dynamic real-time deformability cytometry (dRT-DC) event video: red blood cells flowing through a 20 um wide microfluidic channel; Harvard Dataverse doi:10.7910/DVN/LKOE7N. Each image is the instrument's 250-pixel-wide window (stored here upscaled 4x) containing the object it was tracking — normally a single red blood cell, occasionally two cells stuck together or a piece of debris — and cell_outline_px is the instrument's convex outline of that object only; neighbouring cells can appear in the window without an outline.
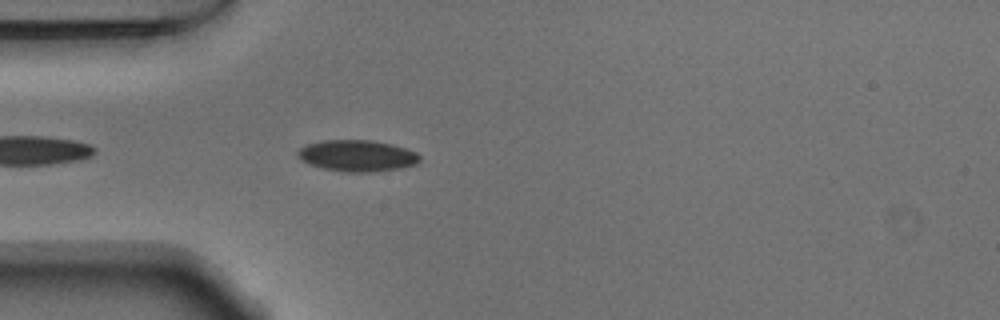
{"species": "Egyptian fruit bat (a non-hibernating species)", "species_latin": "Rousettus aegyptiacus", "temperature_condition": "warm", "stored_images_in_passage": 26, "camera_frame_rate_fps": 3000, "um_per_image_px": 0.085, "animal": {"sex": "male"}, "frame": {"image": 1, "passage_image": 3, "time_ms": 0.667, "image_size_px": [1000, 320], "cell_outline_px": [[420, 160], [416, 164], [400, 168], [372, 172], [344, 172], [324, 168], [312, 164], [296, 156], [296, 152], [304, 144], [324, 140], [372, 140], [392, 144], [416, 152], [420, 156]], "centroid_in_image_um": [30.36, 13.23], "position_along_channel_um": 54.6, "area_um2": 22.25}}
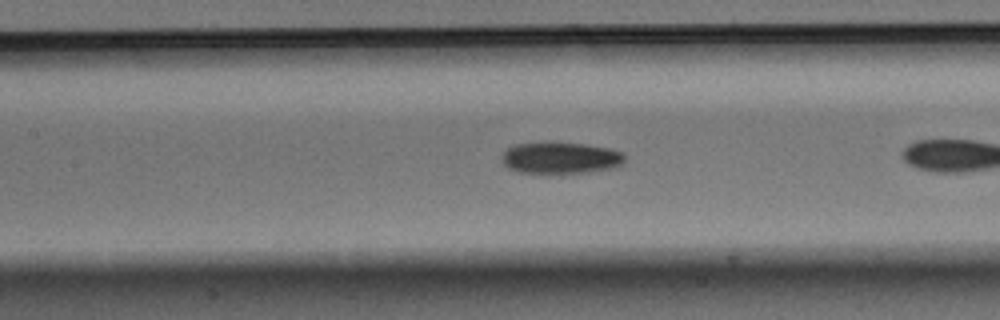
{"frame": {"image": 2, "passage_image": 9, "time_ms": 2.667, "image_size_px": [1000, 320], "cell_outline_px": [[624, 160], [616, 168], [588, 172], [516, 172], [508, 168], [500, 160], [500, 156], [508, 148], [516, 144], [544, 140], [552, 140], [584, 144], [608, 148], [624, 152]], "centroid_in_image_um": [47.61, 13.38], "position_along_channel_um": 159.8, "area_um2": 23.12}}
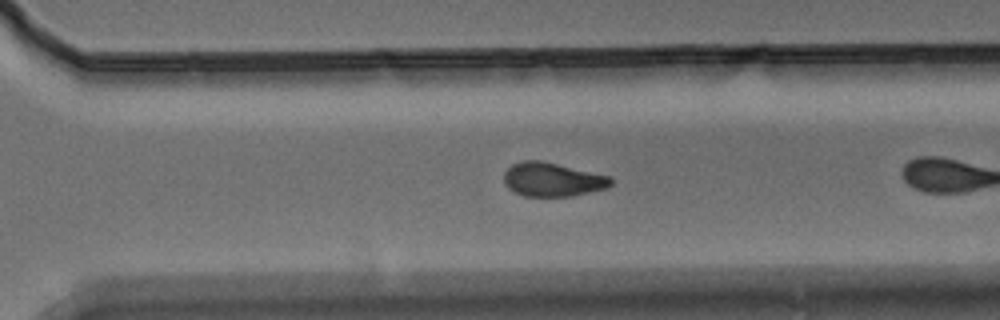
{"frame": {"image": 3, "passage_image": 22, "time_ms": 7.0, "image_size_px": [1000, 320], "cell_outline_px": [[612, 184], [608, 188], [572, 196], [524, 196], [508, 188], [504, 184], [504, 172], [512, 164], [520, 160], [540, 160], [612, 176]], "centroid_in_image_um": [46.97, 15.25], "position_along_channel_um": 323.6, "area_um2": 21.27}}